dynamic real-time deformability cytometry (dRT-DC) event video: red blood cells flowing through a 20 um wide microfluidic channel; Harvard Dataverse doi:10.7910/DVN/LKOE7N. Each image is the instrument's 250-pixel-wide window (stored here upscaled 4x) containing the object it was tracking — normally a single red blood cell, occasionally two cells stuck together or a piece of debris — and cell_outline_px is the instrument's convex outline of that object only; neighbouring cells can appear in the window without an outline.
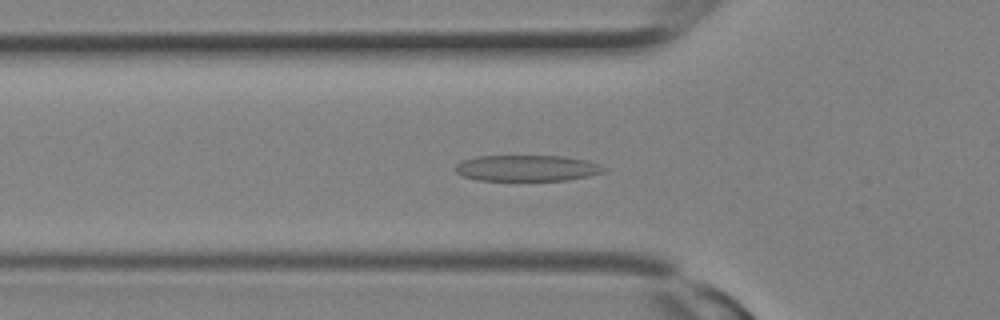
{"species": "Egyptian fruit bat (a non-hibernating species)", "species_latin": "Rousettus aegyptiacus", "temperature_condition": "room temperature", "stored_images_in_passage": 14, "camera_frame_rate_fps": 3000, "um_per_image_px": 0.085, "animal": {"sex": "female"}, "frame": {"image": 1, "passage_image": 10, "time_ms": 3.0, "image_size_px": [1000, 320], "cell_outline_px": [[608, 168], [604, 172], [588, 176], [564, 180], [480, 180], [464, 176], [456, 172], [456, 164], [460, 160], [476, 156], [564, 156], [588, 160], [600, 164]], "centroid_in_image_um": [44.82, 14.28], "position_along_channel_um": 81.0, "area_um2": 22.6}}
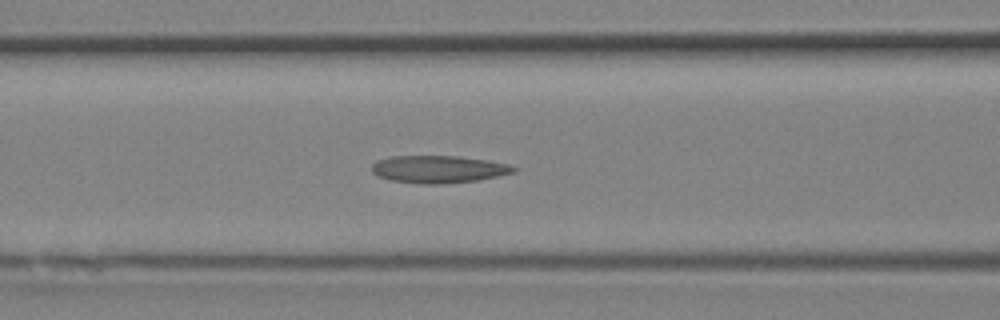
{"frame": {"image": 2, "passage_image": 12, "time_ms": 3.667, "image_size_px": [1000, 320], "cell_outline_px": [[516, 172], [476, 180], [436, 184], [424, 184], [392, 180], [380, 176], [372, 172], [372, 164], [376, 160], [392, 156], [460, 156], [488, 160], [508, 164], [516, 168]], "centroid_in_image_um": [37.27, 14.37], "position_along_channel_um": 129.3, "area_um2": 22.43}}
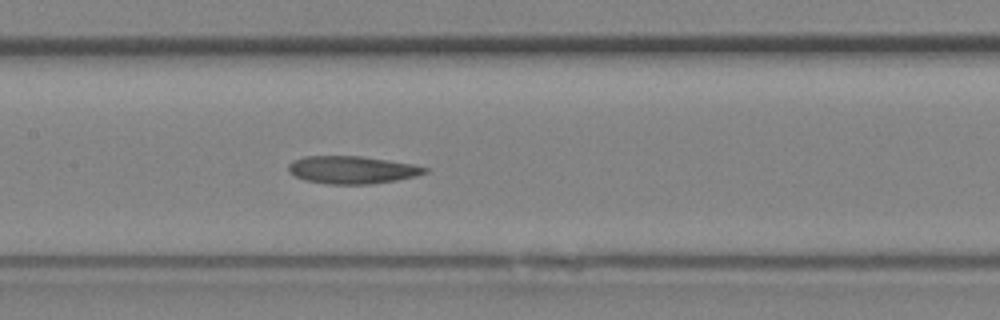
{"frame": {"image": 3, "passage_image": 14, "time_ms": 4.333, "image_size_px": [1000, 320], "cell_outline_px": [[428, 172], [416, 176], [396, 180], [372, 184], [328, 184], [304, 180], [288, 172], [288, 164], [292, 160], [304, 156], [360, 156], [388, 160], [412, 164], [428, 168]], "centroid_in_image_um": [29.9, 14.43], "position_along_channel_um": 177.5, "area_um2": 22.02}}